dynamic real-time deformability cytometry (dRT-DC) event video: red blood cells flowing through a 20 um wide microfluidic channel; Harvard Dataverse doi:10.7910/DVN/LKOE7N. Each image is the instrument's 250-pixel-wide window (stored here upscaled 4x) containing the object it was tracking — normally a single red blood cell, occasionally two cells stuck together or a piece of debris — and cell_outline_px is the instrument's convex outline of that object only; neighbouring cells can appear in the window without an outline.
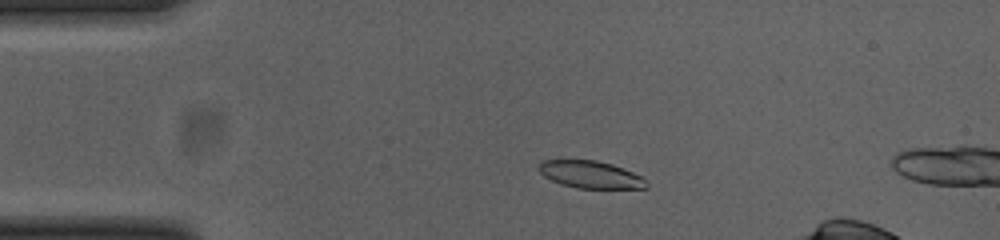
{"species": "common noctule bat (a hibernating species)", "species_latin": "Nyctalus noctula", "temperature_condition": "cold", "stored_images_in_passage": 8, "camera_frame_rate_fps": 3000, "um_per_image_px": 0.085, "animal": {"sex": "female", "body_mass_g": 23.0, "forearm_length_mm": 53.4}, "frame": {"image": 1, "passage_image": 3, "time_ms": 0.667, "image_size_px": [1000, 240], "cell_outline_px": [[648, 188], [576, 188], [560, 184], [544, 176], [536, 168], [544, 160], [596, 160], [612, 164], [624, 168], [644, 176], [648, 184]], "centroid_in_image_um": [50.23, 14.84], "position_along_channel_um": 34.8, "area_um2": 17.28}}